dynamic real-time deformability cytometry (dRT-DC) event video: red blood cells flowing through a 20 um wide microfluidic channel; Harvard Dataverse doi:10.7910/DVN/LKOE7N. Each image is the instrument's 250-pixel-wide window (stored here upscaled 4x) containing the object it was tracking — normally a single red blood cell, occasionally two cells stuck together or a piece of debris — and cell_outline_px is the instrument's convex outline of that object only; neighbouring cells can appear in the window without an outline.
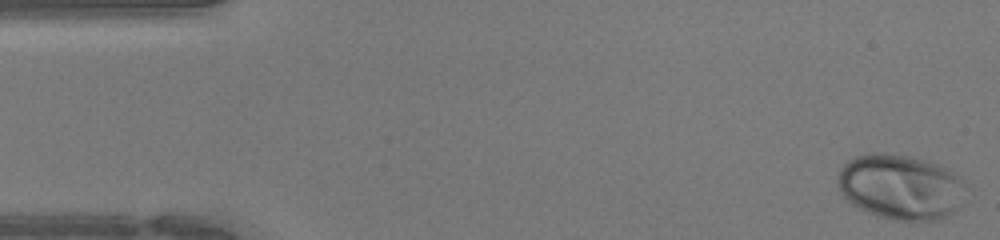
{"species": "human", "species_latin": "Homo sapiens", "temperature_condition": "warm", "stored_images_in_passage": 47, "camera_frame_rate_fps": 3000, "um_per_image_px": 0.085, "donor": {"sex": "female"}, "frame": {"image": 1, "passage_image": 1, "time_ms": 0.0, "image_size_px": [1000, 240], "cell_outline_px": [[972, 192], [968, 200], [940, 220], [896, 220], [876, 216], [852, 204], [840, 192], [836, 180], [840, 168], [848, 160], [856, 156], [868, 152], [884, 152], [912, 156], [936, 164], [944, 168], [968, 184]], "centroid_in_image_um": [76.6, 15.88], "position_along_channel_um": 8.4, "area_um2": 49.53}}
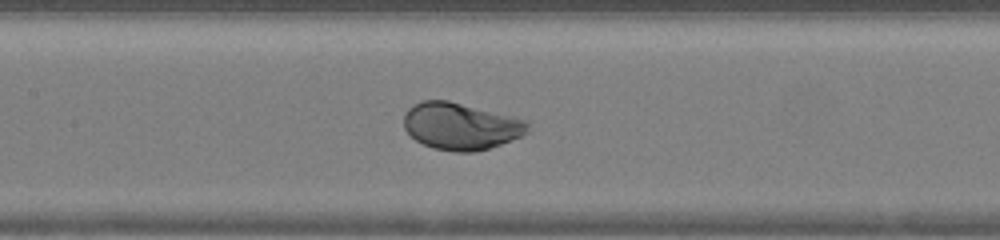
{"frame": {"image": 2, "passage_image": 21, "time_ms": 6.667, "image_size_px": [1000, 240], "cell_outline_px": [[528, 132], [520, 136], [500, 144], [476, 152], [456, 152], [432, 148], [416, 140], [404, 128], [404, 112], [412, 104], [424, 100], [448, 100], [528, 120]], "centroid_in_image_um": [39.14, 10.72], "position_along_channel_um": 168.3, "area_um2": 33.87}}
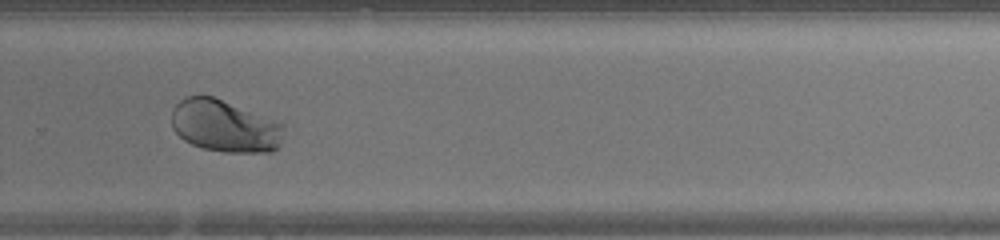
{"frame": {"image": 3, "passage_image": 31, "time_ms": 10.0, "image_size_px": [1000, 240], "cell_outline_px": [[284, 128], [280, 144], [272, 152], [224, 152], [204, 148], [192, 144], [184, 140], [172, 128], [172, 108], [180, 100], [188, 96], [212, 96], [284, 124]], "centroid_in_image_um": [19.09, 10.72], "position_along_channel_um": 310.7, "area_um2": 33.81}, "authors_computed_cell_mechanics": {"area_um2": 35.9516, "velocity_mm_per_s": 4.2944, "shape_relaxation_time_tau1_ms": 2.5227, "shape_relaxation_time_tau2_ms": null, "deformation_change_tau1": 0.1561, "deformation_change_tau2": null}}